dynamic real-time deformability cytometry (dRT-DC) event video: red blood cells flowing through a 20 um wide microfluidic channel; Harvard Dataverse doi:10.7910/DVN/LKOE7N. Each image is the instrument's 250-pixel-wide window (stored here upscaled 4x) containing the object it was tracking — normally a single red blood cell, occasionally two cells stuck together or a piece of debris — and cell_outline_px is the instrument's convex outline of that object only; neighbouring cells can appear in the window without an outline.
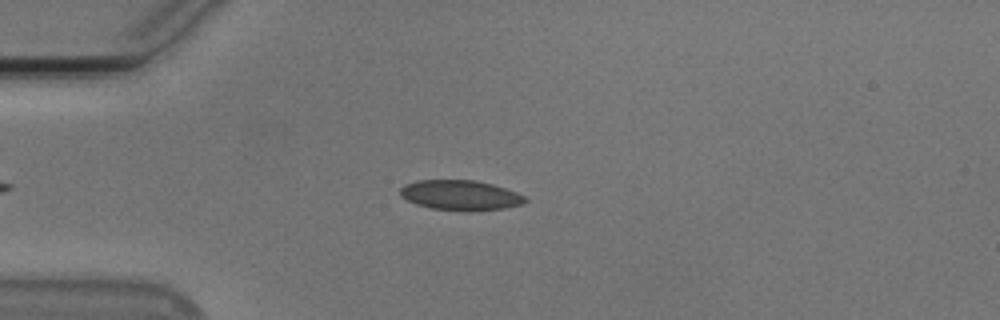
{"species": "Egyptian fruit bat (a non-hibernating species)", "species_latin": "Rousettus aegyptiacus", "temperature_condition": "cold", "stored_images_in_passage": 51, "camera_frame_rate_fps": 3000, "um_per_image_px": 0.085, "animal": {"sex": "male"}, "frame": {"image": 1, "passage_image": 11, "time_ms": 3.333, "image_size_px": [1000, 320], "cell_outline_px": [[528, 200], [520, 204], [504, 208], [472, 212], [468, 212], [432, 208], [416, 204], [400, 196], [400, 188], [404, 184], [416, 180], [472, 180], [492, 184], [516, 192], [524, 196]], "centroid_in_image_um": [39.11, 16.6], "position_along_channel_um": 45.9, "area_um2": 21.91}}
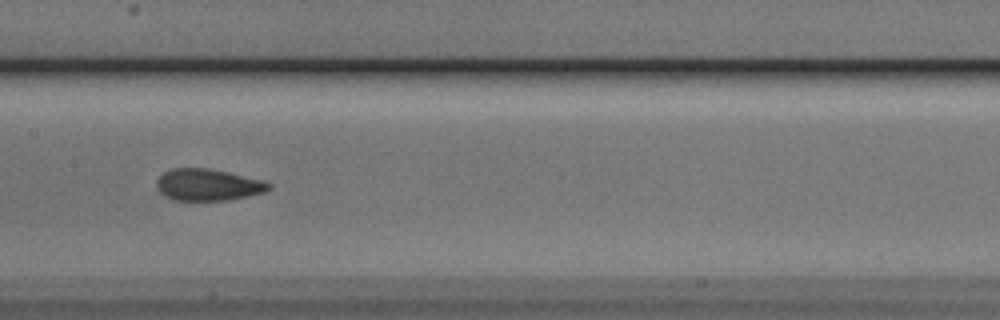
{"frame": {"image": 2, "passage_image": 24, "time_ms": 7.667, "image_size_px": [1000, 320], "cell_outline_px": [[272, 188], [264, 192], [232, 200], [172, 200], [164, 196], [156, 188], [156, 180], [164, 172], [172, 168], [208, 168], [264, 180], [272, 184]], "centroid_in_image_um": [17.68, 15.71], "position_along_channel_um": 189.7, "area_um2": 20.92}}
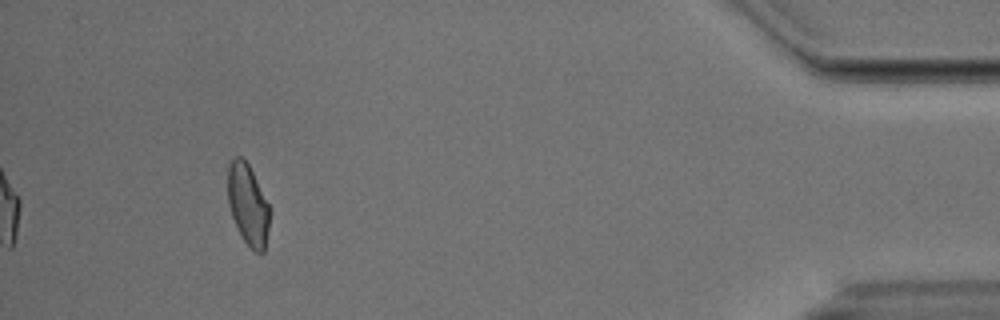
{"frame": {"image": 3, "passage_image": 47, "time_ms": 15.333, "image_size_px": [1000, 320], "cell_outline_px": [[272, 212], [264, 252], [256, 252], [248, 248], [232, 216], [228, 204], [228, 168], [232, 160], [236, 156], [240, 156], [248, 164], [272, 208]], "centroid_in_image_um": [21.12, 17.42], "position_along_channel_um": 414.1, "area_um2": 20.0}, "authors_computed_cell_mechanics": {"area_um2": 20.9236, "velocity_mm_per_s": 3.7615, "shape_relaxation_time_tau1_ms": 4.2191, "shape_relaxation_time_tau2_ms": 1.0543, "deformation_change_tau1": 0.1253, "deformation_change_tau2": 0.0556}}